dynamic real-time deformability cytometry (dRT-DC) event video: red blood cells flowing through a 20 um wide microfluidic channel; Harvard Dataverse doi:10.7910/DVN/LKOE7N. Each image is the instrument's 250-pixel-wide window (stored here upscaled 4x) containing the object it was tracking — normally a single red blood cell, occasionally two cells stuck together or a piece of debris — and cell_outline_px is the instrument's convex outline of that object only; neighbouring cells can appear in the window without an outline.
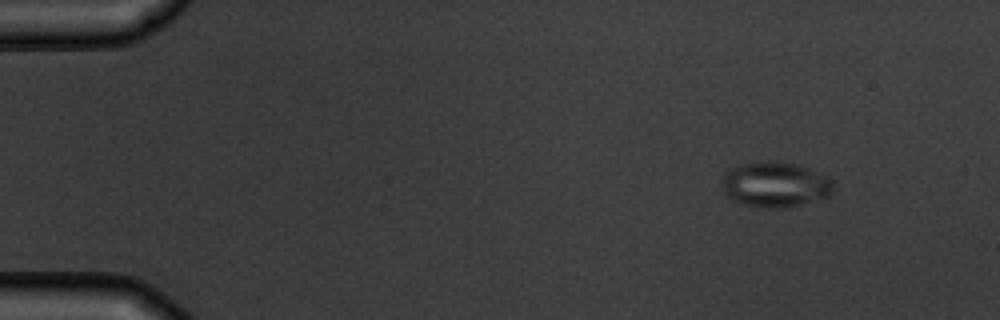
{"species": "common noctule bat (a hibernating species)", "species_latin": "Nyctalus noctula", "temperature_condition": "warm", "stored_images_in_passage": 3, "camera_frame_rate_fps": 3000, "um_per_image_px": 0.085, "animal": {"sex": "male", "body_mass_g": 19.5, "forearm_length_mm": 54.6}, "frame": {"image": 1, "passage_image": 1, "time_ms": 0.0, "image_size_px": [1000, 320], "cell_outline_px": [[836, 188], [828, 196], [784, 208], [768, 208], [744, 204], [732, 200], [724, 192], [720, 184], [724, 176], [736, 164], [768, 160], [772, 160], [796, 164], [832, 176]], "centroid_in_image_um": [65.92, 15.66], "position_along_channel_um": 19.1, "area_um2": 29.77}}